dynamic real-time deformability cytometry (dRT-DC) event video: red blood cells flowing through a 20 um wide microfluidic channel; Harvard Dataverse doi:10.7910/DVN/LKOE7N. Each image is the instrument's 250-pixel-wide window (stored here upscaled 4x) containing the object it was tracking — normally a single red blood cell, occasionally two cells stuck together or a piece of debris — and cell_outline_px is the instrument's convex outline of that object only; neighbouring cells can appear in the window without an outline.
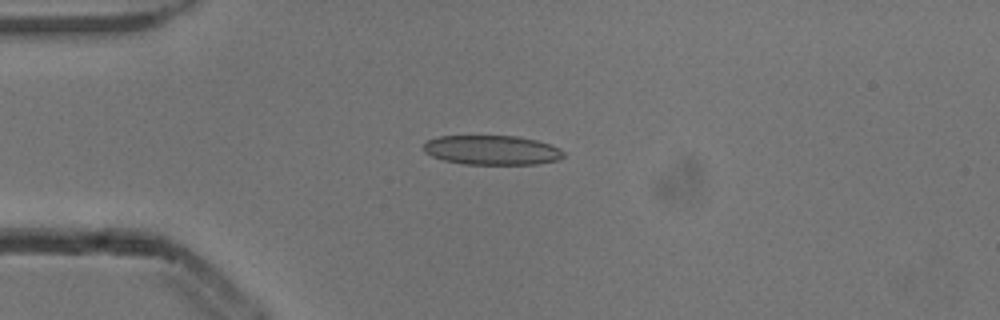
{"species": "common noctule bat (a hibernating species)", "species_latin": "Nyctalus noctula", "temperature_condition": "cold", "stored_images_in_passage": 3, "camera_frame_rate_fps": 3000, "um_per_image_px": 0.085, "animal": {"sex": "male", "body_mass_g": 13.3}, "frame": {"image": 1, "passage_image": 3, "time_ms": 0.667, "image_size_px": [1000, 320], "cell_outline_px": [[564, 156], [556, 160], [536, 164], [464, 164], [444, 160], [432, 156], [424, 152], [424, 144], [428, 140], [440, 136], [516, 136], [536, 140], [560, 148], [564, 152]], "centroid_in_image_um": [41.81, 12.76], "position_along_channel_um": 43.2, "area_um2": 23.87}}